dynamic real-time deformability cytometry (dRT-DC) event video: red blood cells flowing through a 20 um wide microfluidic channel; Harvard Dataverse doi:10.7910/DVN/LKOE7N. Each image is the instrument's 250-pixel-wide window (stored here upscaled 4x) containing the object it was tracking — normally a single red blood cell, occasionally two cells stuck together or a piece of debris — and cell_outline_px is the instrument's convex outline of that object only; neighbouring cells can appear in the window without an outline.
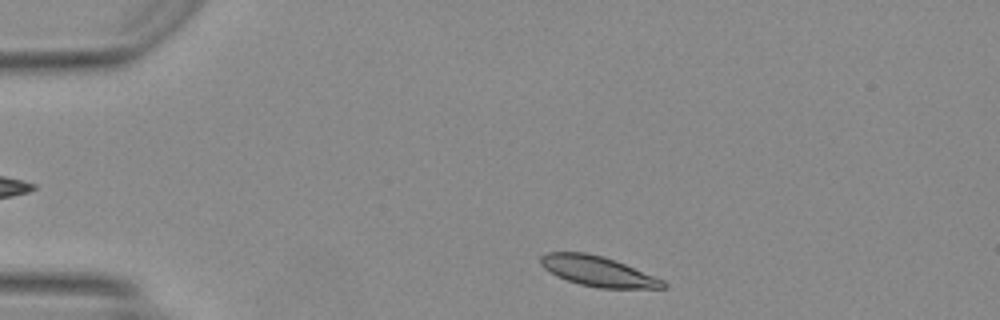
{"species": "Egyptian fruit bat (a non-hibernating species)", "species_latin": "Rousettus aegyptiacus", "temperature_condition": "warm", "stored_images_in_passage": 42, "camera_frame_rate_fps": 3000, "um_per_image_px": 0.085, "animal": {"sex": "female"}, "frame": {"image": 1, "passage_image": 3, "time_ms": 0.667, "image_size_px": [1000, 320], "cell_outline_px": [[668, 288], [596, 288], [580, 284], [556, 276], [548, 272], [540, 264], [540, 256], [548, 252], [584, 252], [600, 256], [624, 264], [664, 280], [668, 284]], "centroid_in_image_um": [50.8, 23.07], "position_along_channel_um": 34.2, "area_um2": 21.33}}
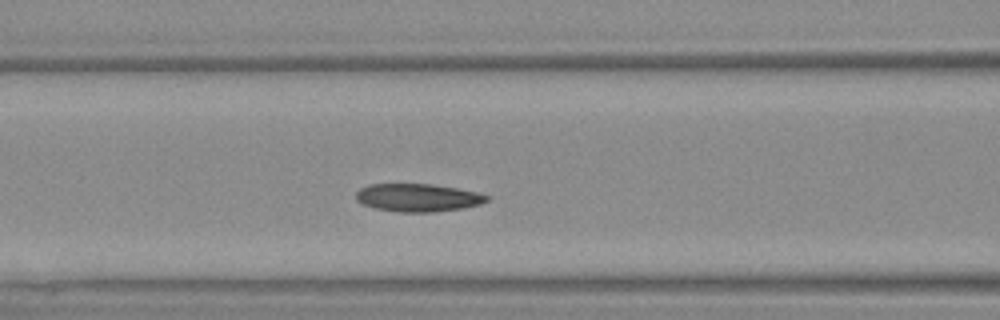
{"frame": {"image": 2, "passage_image": 14, "time_ms": 4.333, "image_size_px": [1000, 320], "cell_outline_px": [[492, 196], [488, 200], [480, 204], [464, 208], [436, 212], [400, 212], [372, 208], [356, 200], [356, 192], [360, 188], [368, 184], [428, 184], [456, 188], [476, 192]], "centroid_in_image_um": [35.52, 16.8], "position_along_channel_um": 131.1, "area_um2": 21.39}}
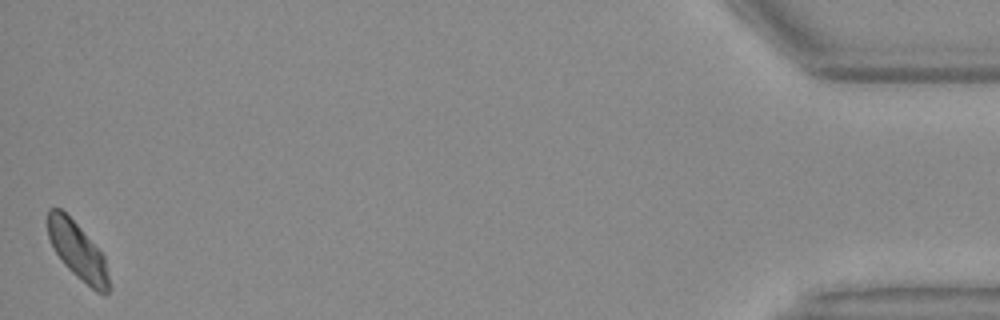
{"frame": {"image": 3, "passage_image": 42, "time_ms": 13.667, "image_size_px": [1000, 320], "cell_outline_px": [[108, 292], [104, 296], [96, 292], [76, 276], [64, 264], [56, 252], [48, 236], [48, 208], [60, 208], [80, 228], [104, 256], [108, 276]], "centroid_in_image_um": [6.59, 21.35], "position_along_channel_um": 428.6, "area_um2": 19.77}, "authors_computed_cell_mechanics": {"area_um2": 21.1548, "velocity_mm_per_s": 4.1399, "shape_relaxation_time_tau1_ms": 4.5502, "shape_relaxation_time_tau2_ms": 3.0896, "deformation_change_tau1": 0.1167, "deformation_change_tau2": 0.044}}